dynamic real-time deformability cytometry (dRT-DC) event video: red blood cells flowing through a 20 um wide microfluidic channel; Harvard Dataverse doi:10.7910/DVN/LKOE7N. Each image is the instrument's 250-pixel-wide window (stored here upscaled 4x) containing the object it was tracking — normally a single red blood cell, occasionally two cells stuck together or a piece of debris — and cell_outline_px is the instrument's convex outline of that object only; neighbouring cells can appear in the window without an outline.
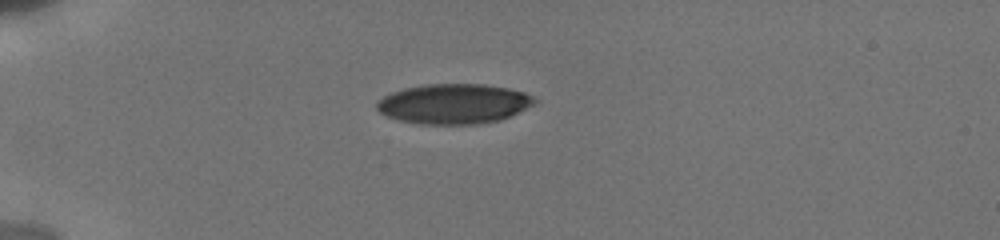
{"species": "human", "species_latin": "Homo sapiens", "temperature_condition": "cold", "stored_images_in_passage": 4, "camera_frame_rate_fps": 3000, "um_per_image_px": 0.085, "donor": {"sex": "male"}, "frame": {"image": 1, "passage_image": 1, "time_ms": 0.0, "image_size_px": [1000, 240], "cell_outline_px": [[536, 104], [500, 120], [480, 124], [420, 124], [400, 120], [388, 116], [380, 112], [376, 108], [376, 104], [384, 96], [392, 92], [404, 88], [428, 84], [484, 84], [508, 88], [524, 92], [532, 96], [536, 100]], "centroid_in_image_um": [38.59, 8.82], "position_along_channel_um": 46.4, "area_um2": 36.65}}